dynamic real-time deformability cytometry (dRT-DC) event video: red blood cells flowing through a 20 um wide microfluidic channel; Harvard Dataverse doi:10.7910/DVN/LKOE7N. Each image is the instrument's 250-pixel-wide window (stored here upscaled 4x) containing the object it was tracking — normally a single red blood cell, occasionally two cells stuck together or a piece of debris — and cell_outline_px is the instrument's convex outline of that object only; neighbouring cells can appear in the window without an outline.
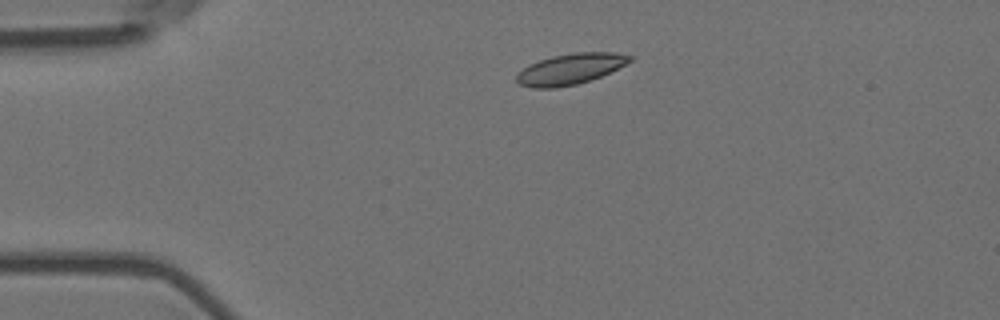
{"species": "Egyptian fruit bat (a non-hibernating species)", "species_latin": "Rousettus aegyptiacus", "temperature_condition": "room temperature", "stored_images_in_passage": 3, "camera_frame_rate_fps": 3000, "um_per_image_px": 0.085, "animal": {"sex": "female"}, "frame": {"image": 1, "passage_image": 2, "time_ms": 0.333, "image_size_px": [1000, 320], "cell_outline_px": [[632, 60], [600, 76], [576, 84], [552, 88], [532, 88], [520, 84], [516, 80], [516, 76], [528, 64], [552, 56], [576, 52], [616, 52], [632, 56]], "centroid_in_image_um": [48.44, 5.85], "position_along_channel_um": 36.6, "area_um2": 19.94}}